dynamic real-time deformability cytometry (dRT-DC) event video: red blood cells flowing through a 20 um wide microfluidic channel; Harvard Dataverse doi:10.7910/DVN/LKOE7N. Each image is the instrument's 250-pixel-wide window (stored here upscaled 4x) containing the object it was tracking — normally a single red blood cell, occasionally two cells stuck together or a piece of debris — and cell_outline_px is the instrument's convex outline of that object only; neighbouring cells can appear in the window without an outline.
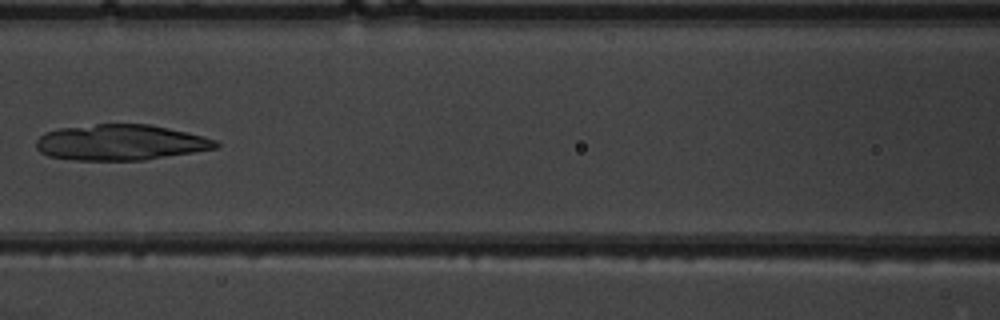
{"species": "common noctule bat (a hibernating species)", "species_latin": "Nyctalus noctula", "temperature_condition": "warm", "stored_images_in_passage": 6, "camera_frame_rate_fps": 3000, "um_per_image_px": 0.085, "animal": {"sex": "male", "body_mass_g": 19.5, "forearm_length_mm": 54.6}, "frame": {"image": 1, "passage_image": 6, "time_ms": 5.667, "image_size_px": [1000, 320], "cell_outline_px": [[220, 144], [216, 148], [144, 160], [72, 160], [48, 156], [40, 152], [36, 148], [36, 140], [44, 132], [60, 128], [96, 124], [148, 124], [168, 128], [216, 140]], "centroid_in_image_um": [10.18, 12.11], "position_along_channel_um": 156.4, "area_um2": 37.17}}